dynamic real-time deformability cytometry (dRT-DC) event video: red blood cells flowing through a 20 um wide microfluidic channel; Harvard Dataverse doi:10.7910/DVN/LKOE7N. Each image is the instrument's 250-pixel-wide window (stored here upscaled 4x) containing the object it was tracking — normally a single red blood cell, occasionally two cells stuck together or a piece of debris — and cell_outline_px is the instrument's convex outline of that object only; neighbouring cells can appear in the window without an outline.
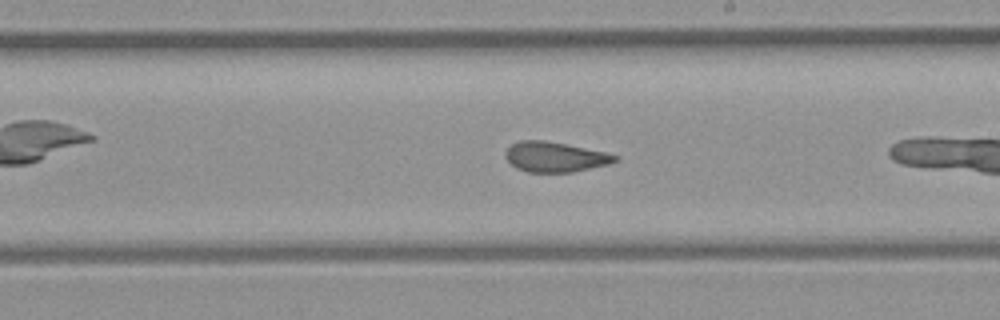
{"species": "common noctule bat (a hibernating species)", "species_latin": "Nyctalus noctula", "temperature_condition": "room temperature", "stored_images_in_passage": 24, "camera_frame_rate_fps": 3000, "um_per_image_px": 0.085, "animal": {"sex": "female", "body_mass_g": 21.9}, "frame": {"image": 1, "passage_image": 13, "time_ms": 4.0, "image_size_px": [1000, 320], "cell_outline_px": [[620, 160], [608, 164], [572, 172], [528, 172], [516, 168], [504, 156], [504, 152], [512, 144], [520, 140], [544, 140], [604, 152], [620, 156]], "centroid_in_image_um": [47.17, 13.34], "position_along_channel_um": 241.8, "area_um2": 19.07}}
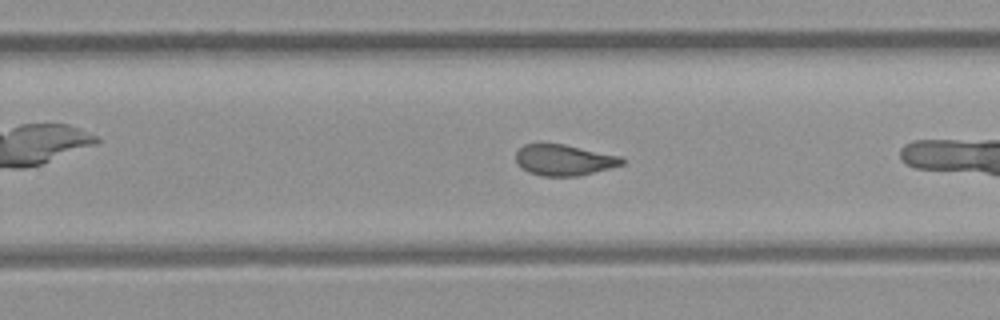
{"frame": {"image": 2, "passage_image": 16, "time_ms": 5.0, "image_size_px": [1000, 320], "cell_outline_px": [[624, 164], [576, 176], [544, 176], [528, 172], [516, 164], [516, 152], [524, 144], [564, 144], [620, 156], [624, 160]], "centroid_in_image_um": [47.9, 13.6], "position_along_channel_um": 281.9, "area_um2": 18.9}}
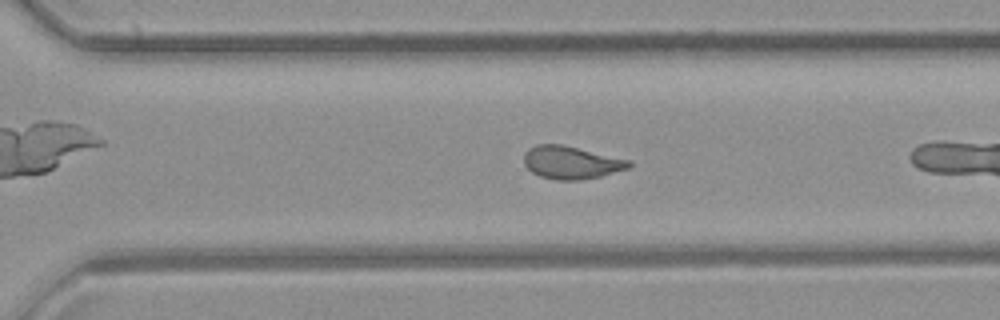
{"frame": {"image": 3, "passage_image": 19, "time_ms": 6.0, "image_size_px": [1000, 320], "cell_outline_px": [[632, 164], [628, 168], [600, 176], [580, 180], [556, 180], [540, 176], [532, 172], [524, 164], [524, 156], [528, 148], [536, 144], [564, 144], [632, 160]], "centroid_in_image_um": [48.56, 13.8], "position_along_channel_um": 322.0, "area_um2": 20.23}}